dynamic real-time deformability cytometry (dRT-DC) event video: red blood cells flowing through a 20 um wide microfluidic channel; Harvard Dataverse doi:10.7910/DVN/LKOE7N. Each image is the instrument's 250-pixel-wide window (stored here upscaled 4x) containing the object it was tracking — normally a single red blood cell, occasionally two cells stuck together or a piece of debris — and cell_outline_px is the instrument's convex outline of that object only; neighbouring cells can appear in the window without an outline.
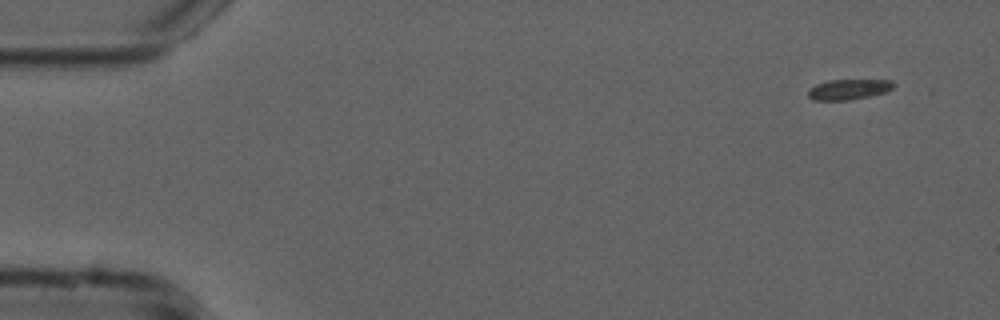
{"species": "common noctule bat (a hibernating species)", "species_latin": "Nyctalus noctula", "temperature_condition": "cold", "stored_images_in_passage": 53, "camera_frame_rate_fps": 3000, "um_per_image_px": 0.085, "animal": {"sex": "male", "forearm_length_mm": 52.5}, "frame": {"image": 1, "passage_image": 1, "time_ms": 0.0, "image_size_px": [1000, 320], "cell_outline_px": [[896, 84], [888, 92], [872, 96], [848, 100], [812, 100], [808, 96], [808, 88], [816, 84], [828, 80], [892, 80]], "centroid_in_image_um": [72.15, 7.6], "position_along_channel_um": 12.8, "area_um2": 10.35}}
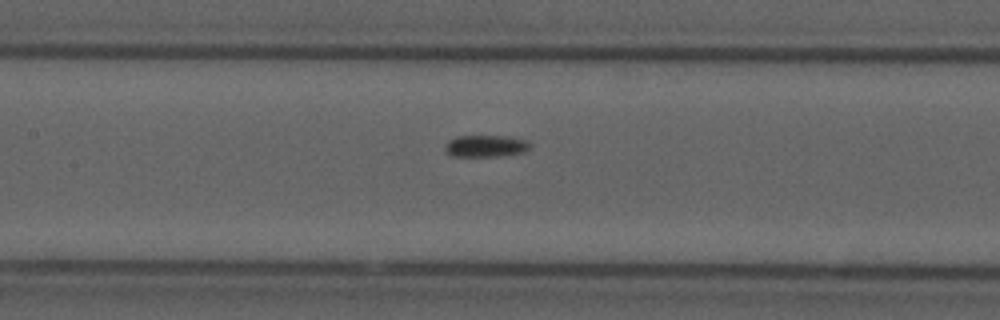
{"frame": {"image": 2, "passage_image": 23, "time_ms": 7.333, "image_size_px": [1000, 320], "cell_outline_px": [[532, 144], [524, 152], [500, 156], [452, 156], [444, 148], [444, 144], [448, 140], [456, 136], [508, 136], [524, 140]], "centroid_in_image_um": [41.26, 12.4], "position_along_channel_um": 166.1, "area_um2": 10.81}}
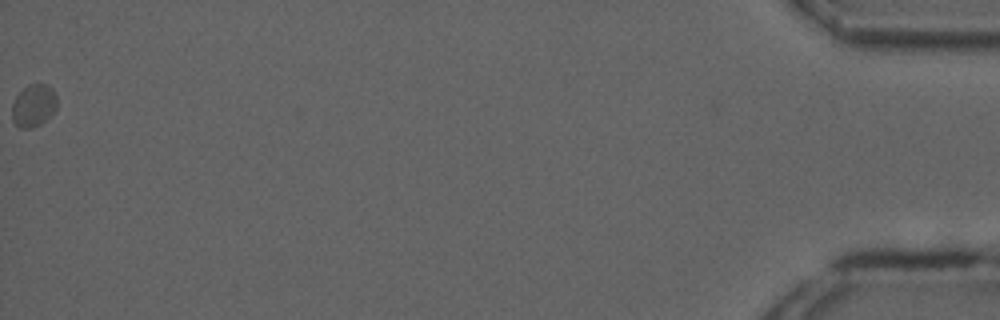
{"frame": {"image": 3, "passage_image": 53, "time_ms": 17.333, "image_size_px": [1000, 320], "cell_outline_px": [[56, 108], [40, 124], [32, 128], [20, 128], [12, 120], [12, 104], [16, 96], [28, 84], [48, 84], [52, 88], [56, 96]], "centroid_in_image_um": [2.84, 8.96], "position_along_channel_um": 432.4, "area_um2": 10.98}}